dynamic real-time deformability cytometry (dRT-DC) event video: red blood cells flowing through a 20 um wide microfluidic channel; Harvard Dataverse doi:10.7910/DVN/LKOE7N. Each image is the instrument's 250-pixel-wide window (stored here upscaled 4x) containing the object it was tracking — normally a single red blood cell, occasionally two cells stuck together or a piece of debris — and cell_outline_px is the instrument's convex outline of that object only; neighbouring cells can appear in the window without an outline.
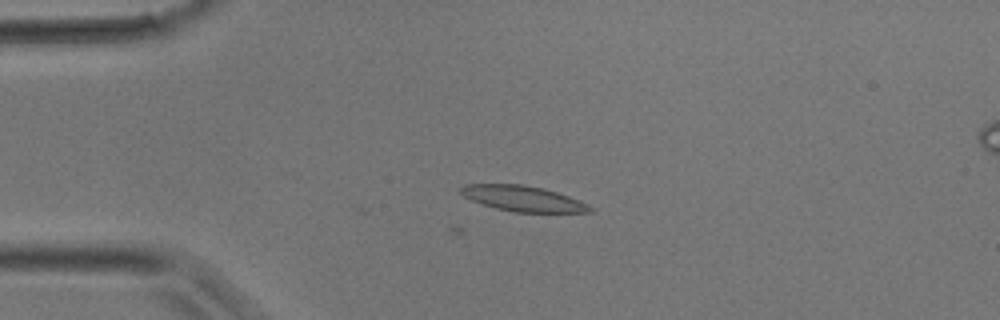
{"species": "common noctule bat (a hibernating species)", "species_latin": "Nyctalus noctula", "temperature_condition": "room temperature", "stored_images_in_passage": 2, "camera_frame_rate_fps": 3000, "um_per_image_px": 0.085, "animal": {"sex": "male", "body_mass_g": 17.9}, "frame": {"image": 1, "passage_image": 2, "time_ms": 0.333, "image_size_px": [1000, 320], "cell_outline_px": [[592, 212], [516, 212], [496, 208], [472, 200], [464, 196], [456, 188], [464, 184], [524, 184], [544, 188], [568, 196], [588, 204], [592, 208]], "centroid_in_image_um": [44.42, 16.86], "position_along_channel_um": 40.6, "area_um2": 19.13}}